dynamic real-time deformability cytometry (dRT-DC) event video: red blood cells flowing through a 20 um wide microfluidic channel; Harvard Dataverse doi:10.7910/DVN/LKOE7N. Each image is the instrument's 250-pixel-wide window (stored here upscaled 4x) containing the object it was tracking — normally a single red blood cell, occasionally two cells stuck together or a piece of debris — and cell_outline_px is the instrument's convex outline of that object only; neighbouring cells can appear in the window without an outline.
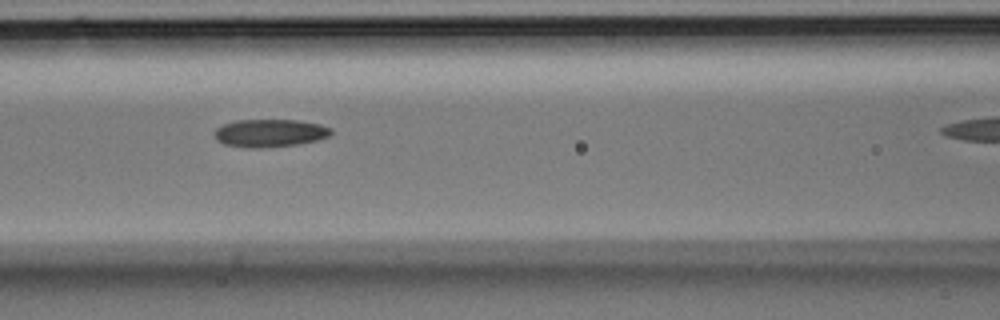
{"species": "Egyptian fruit bat (a non-hibernating species)", "species_latin": "Rousettus aegyptiacus", "temperature_condition": "room temperature", "stored_images_in_passage": 7, "camera_frame_rate_fps": 3000, "um_per_image_px": 0.085, "animal": {"sex": "male"}, "frame": {"image": 1, "passage_image": 5, "time_ms": 1.333, "image_size_px": [1000, 320], "cell_outline_px": [[332, 132], [328, 136], [316, 140], [300, 144], [260, 148], [248, 148], [224, 144], [216, 140], [216, 128], [224, 124], [236, 120], [296, 120], [320, 124], [332, 128]], "centroid_in_image_um": [22.95, 11.31], "position_along_channel_um": 143.7, "area_um2": 18.84}}
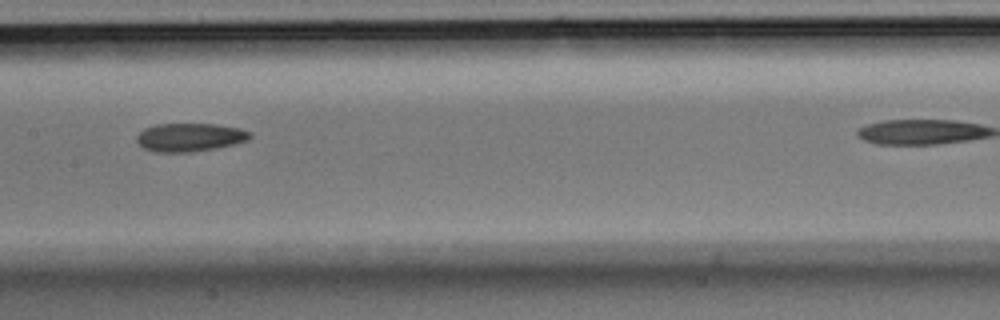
{"frame": {"image": 2, "passage_image": 6, "time_ms": 1.667, "image_size_px": [1000, 320], "cell_outline_px": [[252, 136], [248, 140], [236, 144], [216, 148], [188, 152], [152, 152], [144, 148], [136, 140], [136, 136], [144, 128], [156, 124], [212, 124], [240, 128], [252, 132]], "centroid_in_image_um": [16.14, 11.67], "position_along_channel_um": 191.3, "area_um2": 18.79}}